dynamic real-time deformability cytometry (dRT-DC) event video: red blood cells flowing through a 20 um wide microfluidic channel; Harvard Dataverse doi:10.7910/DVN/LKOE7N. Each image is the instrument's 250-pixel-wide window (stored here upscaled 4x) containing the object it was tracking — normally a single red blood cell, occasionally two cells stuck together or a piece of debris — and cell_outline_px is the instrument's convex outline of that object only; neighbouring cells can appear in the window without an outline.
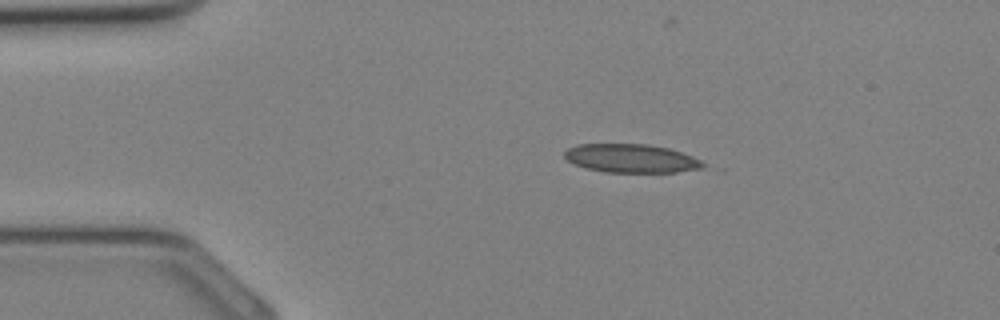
{"species": "Egyptian fruit bat (a non-hibernating species)", "species_latin": "Rousettus aegyptiacus", "temperature_condition": "cold", "stored_images_in_passage": 25, "camera_frame_rate_fps": 3000, "um_per_image_px": 0.085, "animal": {"sex": "female"}, "frame": {"image": 1, "passage_image": 1, "time_ms": 0.0, "image_size_px": [1000, 320], "cell_outline_px": [[704, 168], [676, 172], [604, 172], [584, 168], [568, 160], [564, 156], [564, 152], [568, 148], [576, 144], [648, 144], [668, 148], [692, 156], [700, 160], [704, 164]], "centroid_in_image_um": [53.63, 13.46], "position_along_channel_um": 31.4, "area_um2": 23.0}}
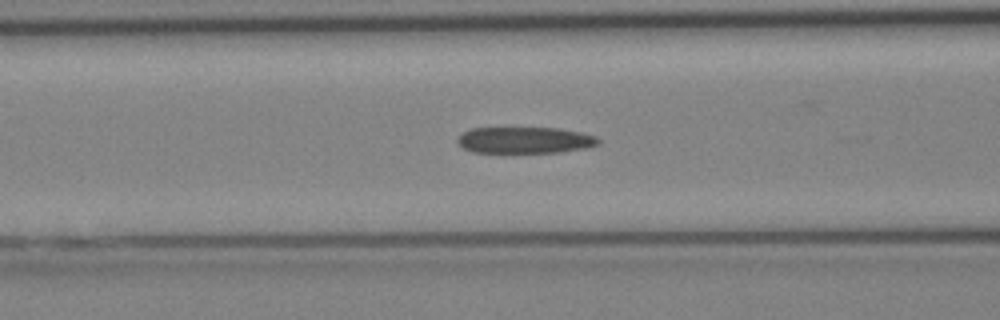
{"frame": {"image": 2, "passage_image": 8, "time_ms": 2.333, "image_size_px": [1000, 320], "cell_outline_px": [[600, 144], [588, 148], [560, 152], [472, 152], [464, 148], [456, 140], [464, 132], [472, 128], [560, 128], [580, 132], [596, 136], [600, 140]], "centroid_in_image_um": [44.67, 11.91], "position_along_channel_um": 121.9, "area_um2": 21.62}}
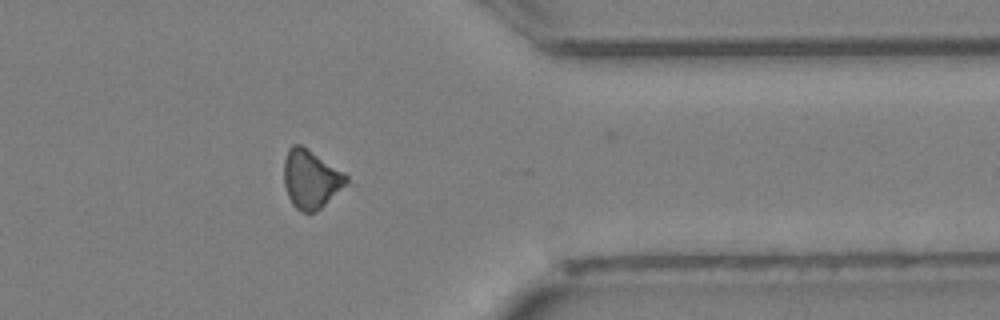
{"frame": {"image": 3, "passage_image": 22, "time_ms": 7.0, "image_size_px": [1000, 320], "cell_outline_px": [[356, 184], [316, 212], [300, 212], [292, 204], [288, 196], [284, 184], [284, 160], [288, 148], [292, 144], [300, 144], [344, 172]], "centroid_in_image_um": [26.54, 15.28], "position_along_channel_um": 384.9, "area_um2": 22.37}}